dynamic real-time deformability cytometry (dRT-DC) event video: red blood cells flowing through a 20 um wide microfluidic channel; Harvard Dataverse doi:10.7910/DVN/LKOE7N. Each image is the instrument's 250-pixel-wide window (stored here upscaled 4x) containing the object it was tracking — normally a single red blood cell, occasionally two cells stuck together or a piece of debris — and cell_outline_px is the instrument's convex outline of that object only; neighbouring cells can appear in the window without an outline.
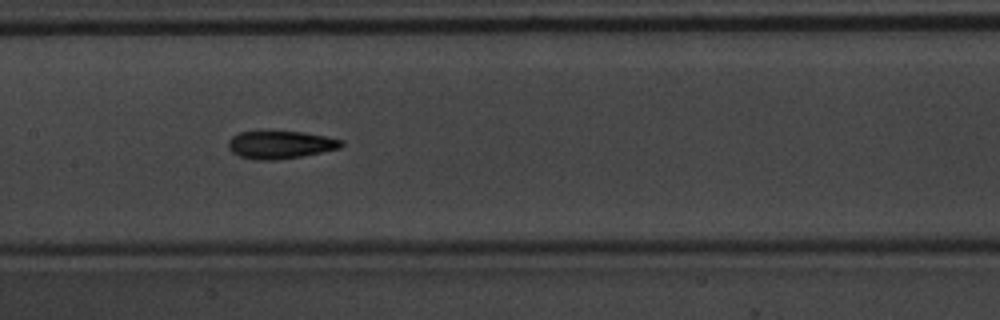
{"species": "common noctule bat (a hibernating species)", "species_latin": "Nyctalus noctula", "temperature_condition": "warm", "stored_images_in_passage": 50, "camera_frame_rate_fps": 3000, "um_per_image_px": 0.085, "animal": {"sex": "male", "body_mass_g": 20.1, "forearm_length_mm": 53.5}, "frame": {"image": 1, "passage_image": 22, "time_ms": 7.0, "image_size_px": [1000, 320], "cell_outline_px": [[344, 144], [340, 148], [300, 156], [276, 160], [256, 160], [240, 156], [232, 152], [228, 148], [228, 140], [232, 136], [240, 132], [268, 128], [304, 132], [344, 140]], "centroid_in_image_um": [23.78, 12.25], "position_along_channel_um": 183.6, "area_um2": 19.02}, "authors_computed_cell_mechanics": {"area_um2": 17.9469, "velocity_mm_per_s": 3.7896, "shape_relaxation_time_tau1_ms": 3.6495, "shape_relaxation_time_tau2_ms": 3.8046, "deformation_change_tau1": 0.1495, "deformation_change_tau2": 0.0982}}